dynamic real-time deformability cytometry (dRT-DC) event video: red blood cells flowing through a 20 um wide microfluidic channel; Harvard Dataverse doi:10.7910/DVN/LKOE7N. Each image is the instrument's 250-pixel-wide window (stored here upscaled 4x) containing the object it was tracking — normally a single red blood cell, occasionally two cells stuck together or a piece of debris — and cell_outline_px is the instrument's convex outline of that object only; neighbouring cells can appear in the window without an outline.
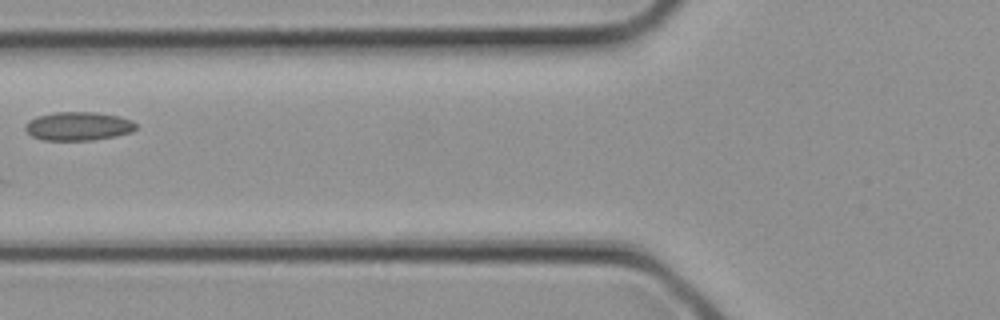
{"species": "common noctule bat (a hibernating species)", "species_latin": "Nyctalus noctula", "temperature_condition": "cold", "stored_images_in_passage": 2, "camera_frame_rate_fps": 3000, "um_per_image_px": 0.085, "animal": {"sex": "female", "body_mass_g": 21.9}, "frame": {"image": 1, "passage_image": 2, "time_ms": 0.333, "image_size_px": [1000, 320], "cell_outline_px": [[136, 128], [132, 132], [116, 136], [92, 140], [44, 140], [32, 136], [24, 128], [24, 124], [28, 120], [36, 116], [56, 112], [96, 112], [120, 116], [132, 120], [136, 124]], "centroid_in_image_um": [6.65, 10.72], "position_along_channel_um": 119.1, "area_um2": 18.61}}